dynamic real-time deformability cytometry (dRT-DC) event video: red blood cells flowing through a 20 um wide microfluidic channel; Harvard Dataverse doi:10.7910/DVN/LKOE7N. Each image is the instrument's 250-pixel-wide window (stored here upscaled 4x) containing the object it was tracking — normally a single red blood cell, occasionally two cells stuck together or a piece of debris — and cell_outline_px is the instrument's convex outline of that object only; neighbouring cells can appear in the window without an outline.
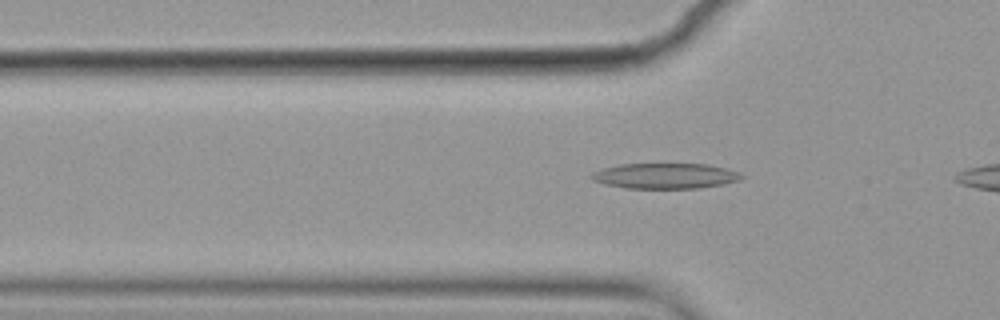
{"species": "common noctule bat (a hibernating species)", "species_latin": "Nyctalus noctula", "temperature_condition": "cold", "stored_images_in_passage": 13, "camera_frame_rate_fps": 3000, "um_per_image_px": 0.085, "animal": {"sex": "female", "body_mass_g": 19.9}, "frame": {"image": 1, "passage_image": 3, "time_ms": 0.667, "image_size_px": [1000, 320], "cell_outline_px": [[744, 176], [740, 180], [724, 184], [696, 188], [624, 188], [604, 184], [592, 180], [588, 176], [592, 172], [604, 168], [620, 164], [708, 164], [724, 168], [736, 172]], "centroid_in_image_um": [56.49, 14.95], "position_along_channel_um": 69.3, "area_um2": 22.2}}
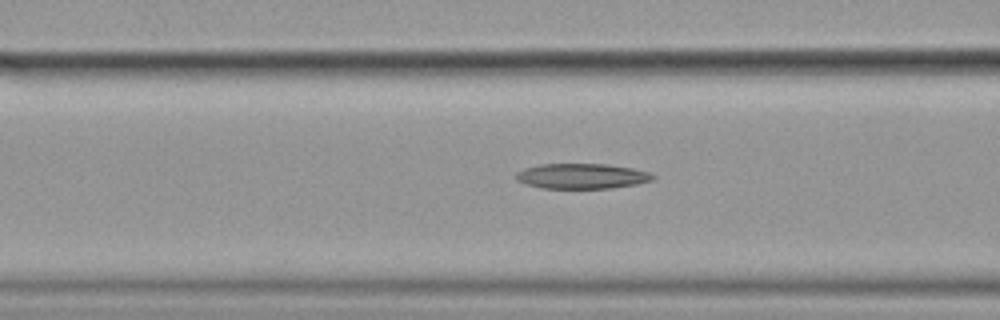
{"frame": {"image": 2, "passage_image": 7, "time_ms": 2.0, "image_size_px": [1000, 320], "cell_outline_px": [[656, 176], [652, 180], [636, 184], [612, 188], [540, 188], [516, 180], [516, 172], [524, 168], [540, 164], [608, 164], [632, 168], [648, 172]], "centroid_in_image_um": [49.45, 14.96], "position_along_channel_um": 117.2, "area_um2": 20.06}}
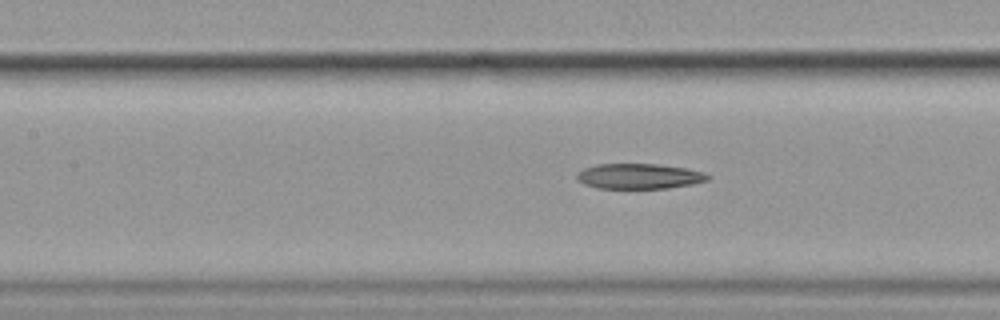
{"frame": {"image": 3, "passage_image": 10, "time_ms": 3.0, "image_size_px": [1000, 320], "cell_outline_px": [[712, 176], [708, 180], [692, 184], [668, 188], [600, 188], [584, 184], [576, 180], [576, 172], [584, 168], [596, 164], [656, 164], [688, 168], [704, 172]], "centroid_in_image_um": [54.33, 14.97], "position_along_channel_um": 153.1, "area_um2": 19.42}}